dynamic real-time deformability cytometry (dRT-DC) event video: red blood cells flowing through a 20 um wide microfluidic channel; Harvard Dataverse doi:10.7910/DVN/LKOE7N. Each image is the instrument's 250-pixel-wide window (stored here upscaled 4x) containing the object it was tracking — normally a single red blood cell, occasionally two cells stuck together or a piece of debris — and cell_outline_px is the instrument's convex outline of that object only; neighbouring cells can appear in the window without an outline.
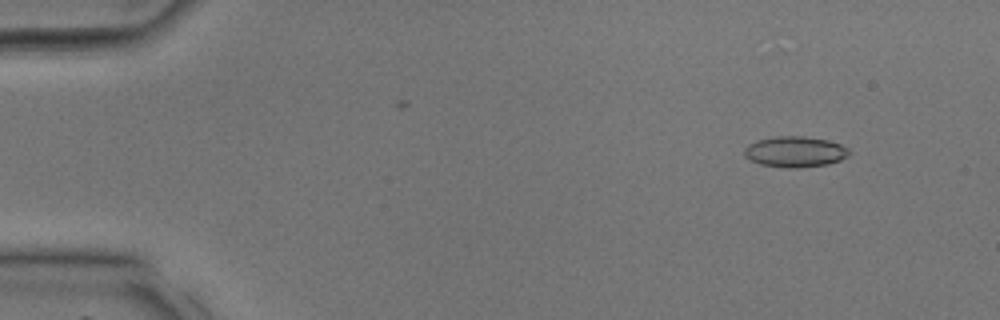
{"species": "common noctule bat (a hibernating species)", "species_latin": "Nyctalus noctula", "temperature_condition": "room temperature", "stored_images_in_passage": 37, "camera_frame_rate_fps": 3000, "um_per_image_px": 0.085, "animal": {"sex": "male", "body_mass_g": 17.9, "forearm_length_mm": 54.2}, "frame": {"image": 1, "passage_image": 3, "time_ms": 0.667, "image_size_px": [1000, 320], "cell_outline_px": [[848, 156], [840, 160], [828, 164], [796, 168], [788, 168], [760, 164], [744, 156], [744, 148], [748, 144], [756, 140], [776, 136], [804, 136], [828, 140], [840, 144], [848, 148]], "centroid_in_image_um": [67.56, 12.89], "position_along_channel_um": 17.4, "area_um2": 18.79}}
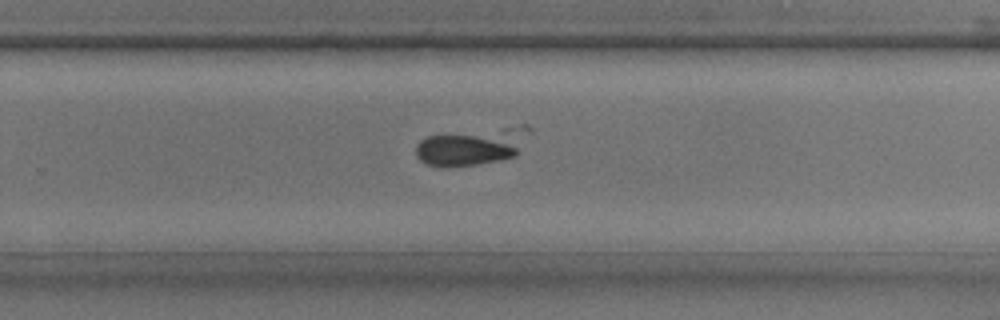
{"frame": {"image": 2, "passage_image": 24, "time_ms": 7.667, "image_size_px": [1000, 320], "cell_outline_px": [[516, 156], [500, 160], [476, 164], [448, 168], [444, 168], [424, 164], [416, 156], [416, 144], [420, 140], [428, 136], [472, 136], [500, 140], [516, 148]], "centroid_in_image_um": [39.24, 12.82], "position_along_channel_um": 290.6, "area_um2": 18.15}}
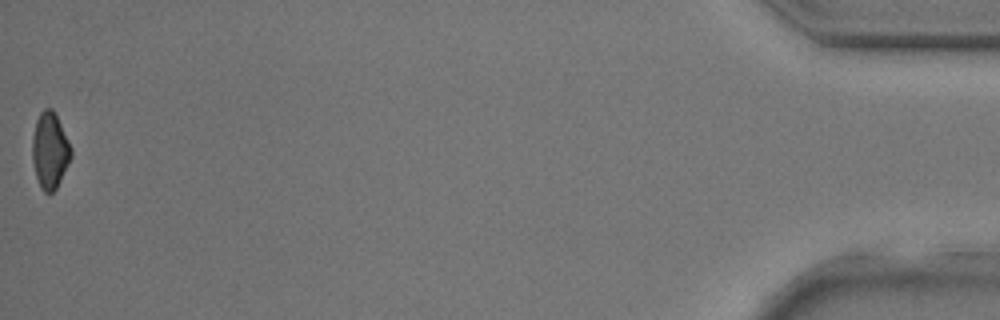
{"frame": {"image": 3, "passage_image": 37, "time_ms": 12.0, "image_size_px": [1000, 320], "cell_outline_px": [[72, 156], [56, 188], [52, 192], [44, 192], [40, 188], [36, 176], [32, 160], [32, 136], [36, 120], [40, 112], [44, 108], [52, 108], [72, 148]], "centroid_in_image_um": [4.22, 12.79], "position_along_channel_um": 431.0, "area_um2": 17.11}}